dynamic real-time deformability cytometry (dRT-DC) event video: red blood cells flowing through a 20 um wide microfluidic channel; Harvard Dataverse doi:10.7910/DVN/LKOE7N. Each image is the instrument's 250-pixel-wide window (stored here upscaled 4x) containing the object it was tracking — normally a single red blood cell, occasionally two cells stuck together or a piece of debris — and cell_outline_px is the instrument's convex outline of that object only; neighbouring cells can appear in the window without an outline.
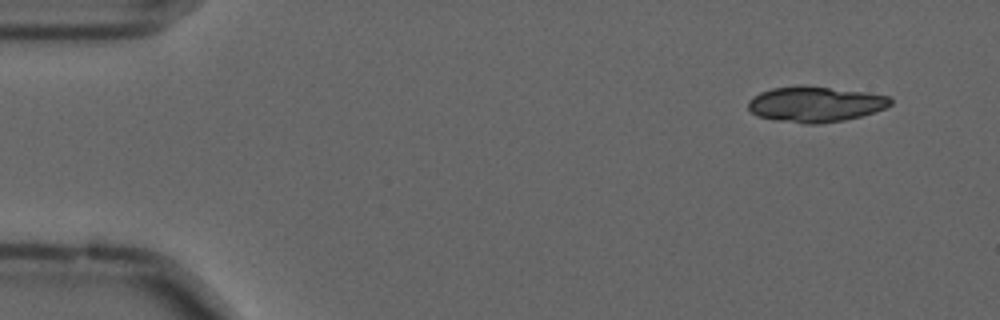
{"species": "common noctule bat (a hibernating species)", "species_latin": "Nyctalus noctula", "temperature_condition": "cold", "stored_images_in_passage": 9, "camera_frame_rate_fps": 3000, "um_per_image_px": 0.085, "animal": {"sex": "male", "forearm_length_mm": 52.5}, "frame": {"image": 1, "passage_image": 1, "time_ms": 0.0, "image_size_px": [1000, 320], "cell_outline_px": [[892, 104], [884, 108], [860, 116], [844, 120], [820, 124], [804, 124], [776, 120], [756, 116], [748, 108], [748, 100], [760, 92], [772, 88], [800, 84], [868, 92], [888, 96], [892, 100]], "centroid_in_image_um": [69.27, 8.84], "position_along_channel_um": 15.7, "area_um2": 29.71}}